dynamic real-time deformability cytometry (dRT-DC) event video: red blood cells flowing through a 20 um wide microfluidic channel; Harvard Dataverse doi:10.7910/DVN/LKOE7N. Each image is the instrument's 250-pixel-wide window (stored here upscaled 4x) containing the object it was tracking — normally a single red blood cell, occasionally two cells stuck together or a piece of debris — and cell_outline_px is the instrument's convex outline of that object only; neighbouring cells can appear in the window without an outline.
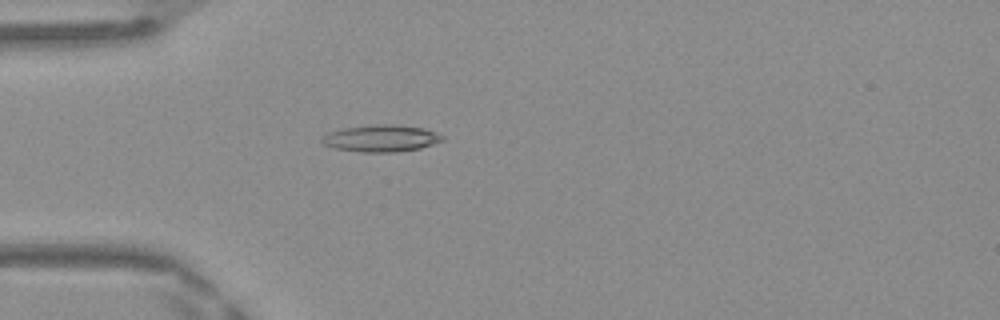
{"species": "Egyptian fruit bat (a non-hibernating species)", "species_latin": "Rousettus aegyptiacus", "temperature_condition": "warm", "stored_images_in_passage": 48, "camera_frame_rate_fps": 3000, "um_per_image_px": 0.085, "frame": {"image": 1, "passage_image": 14, "time_ms": 4.333, "image_size_px": [1000, 320], "cell_outline_px": [[444, 140], [420, 148], [396, 152], [360, 152], [332, 148], [324, 144], [320, 140], [320, 136], [328, 132], [344, 128], [380, 124], [392, 124], [424, 128], [436, 132], [444, 136]], "centroid_in_image_um": [32.36, 11.76], "position_along_channel_um": 52.6, "area_um2": 18.96}}
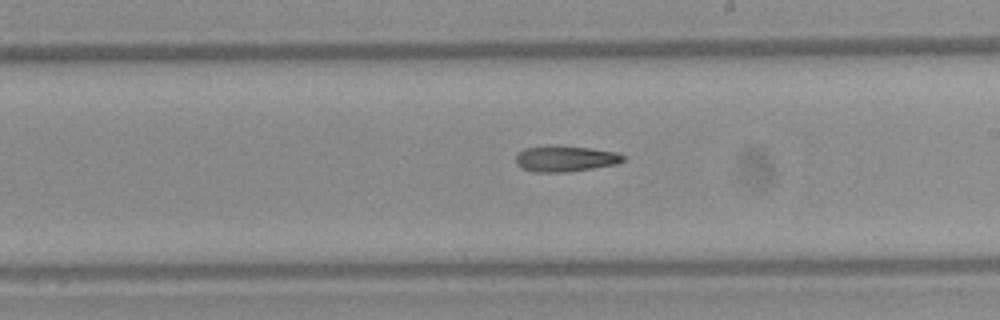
{"frame": {"image": 2, "passage_image": 28, "time_ms": 9.0, "image_size_px": [1000, 320], "cell_outline_px": [[624, 160], [616, 164], [568, 172], [536, 172], [524, 168], [516, 164], [516, 156], [524, 148], [552, 144], [588, 148], [616, 152], [624, 156]], "centroid_in_image_um": [48.03, 13.47], "position_along_channel_um": 241.0, "area_um2": 16.18}}
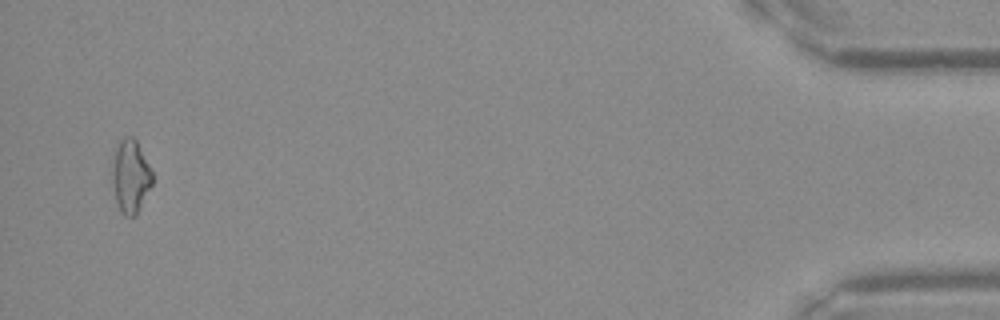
{"frame": {"image": 3, "passage_image": 47, "time_ms": 15.333, "image_size_px": [1000, 320], "cell_outline_px": [[152, 184], [136, 216], [124, 216], [120, 212], [116, 200], [112, 180], [112, 172], [116, 148], [120, 140], [124, 136], [132, 136], [136, 140], [152, 172]], "centroid_in_image_um": [11.09, 15.01], "position_along_channel_um": 424.1, "area_um2": 16.82}}